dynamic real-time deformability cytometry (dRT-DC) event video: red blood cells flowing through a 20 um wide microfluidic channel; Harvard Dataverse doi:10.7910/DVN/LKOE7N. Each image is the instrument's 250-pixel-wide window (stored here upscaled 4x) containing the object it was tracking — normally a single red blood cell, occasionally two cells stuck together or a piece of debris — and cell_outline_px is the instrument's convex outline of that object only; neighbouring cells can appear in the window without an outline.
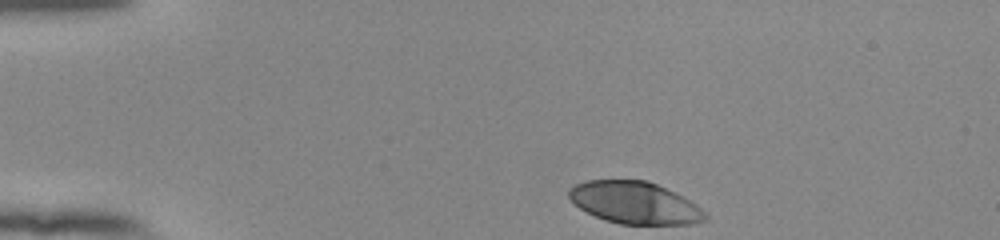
{"species": "human", "species_latin": "Homo sapiens", "temperature_condition": "room temperature", "stored_images_in_passage": 37, "camera_frame_rate_fps": 3000, "um_per_image_px": 0.085, "donor": {"sex": "female"}, "frame": {"image": 1, "passage_image": 1, "time_ms": 0.0, "image_size_px": [1000, 240], "cell_outline_px": [[708, 220], [692, 224], [620, 224], [604, 220], [580, 208], [568, 196], [568, 188], [576, 184], [588, 180], [648, 180], [696, 204], [708, 216]], "centroid_in_image_um": [53.95, 17.24], "position_along_channel_um": 31.1, "area_um2": 33.12}}
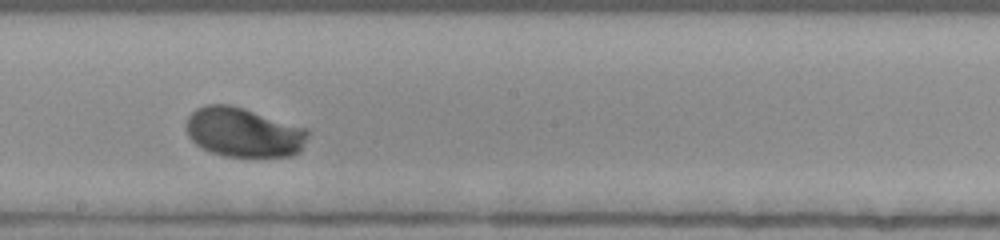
{"frame": {"image": 2, "passage_image": 22, "time_ms": 7.0, "image_size_px": [1000, 240], "cell_outline_px": [[308, 136], [300, 152], [292, 156], [224, 156], [212, 152], [196, 144], [188, 136], [188, 116], [196, 108], [204, 104], [228, 104], [244, 108], [308, 128]], "centroid_in_image_um": [20.73, 11.24], "position_along_channel_um": 227.5, "area_um2": 34.97}}
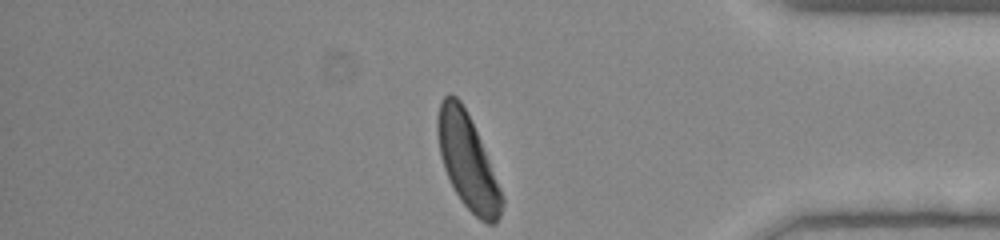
{"frame": {"image": 3, "passage_image": 37, "time_ms": 12.0, "image_size_px": [1000, 240], "cell_outline_px": [[504, 204], [500, 216], [496, 224], [488, 224], [480, 220], [460, 200], [444, 168], [440, 156], [436, 132], [436, 120], [440, 100], [448, 92], [456, 96], [460, 100], [480, 140], [500, 188], [504, 200]], "centroid_in_image_um": [39.71, 13.72], "position_along_channel_um": 395.5, "area_um2": 35.03}, "authors_computed_cell_mechanics": {"area_um2": 34.969, "velocity_mm_per_s": 3.8052, "shape_relaxation_time_tau1_ms": 3.6958, "shape_relaxation_time_tau2_ms": null, "deformation_change_tau1": 0.2173, "deformation_change_tau2": null}}